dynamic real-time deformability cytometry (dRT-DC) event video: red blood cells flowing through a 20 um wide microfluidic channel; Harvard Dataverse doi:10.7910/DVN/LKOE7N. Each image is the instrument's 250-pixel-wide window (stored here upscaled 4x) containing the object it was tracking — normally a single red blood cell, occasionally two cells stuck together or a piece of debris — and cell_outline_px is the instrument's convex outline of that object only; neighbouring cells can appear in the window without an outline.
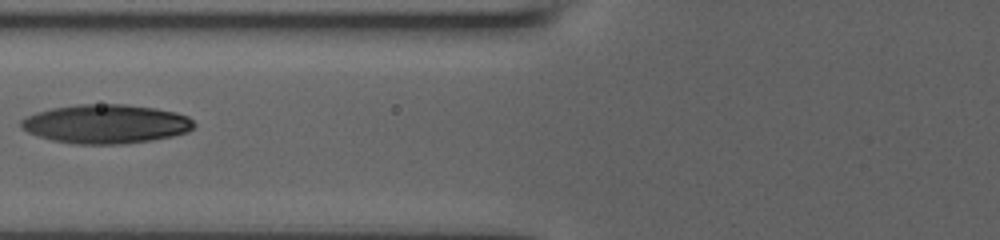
{"species": "human", "species_latin": "Homo sapiens", "temperature_condition": "room temperature", "stored_images_in_passage": 17, "camera_frame_rate_fps": 3000, "um_per_image_px": 0.085, "donor": {"sex": "male"}, "frame": {"image": 1, "passage_image": 4, "time_ms": 2.333, "image_size_px": [1000, 240], "cell_outline_px": [[196, 124], [188, 132], [172, 136], [152, 140], [120, 144], [76, 144], [52, 140], [28, 132], [20, 128], [20, 120], [36, 112], [52, 108], [76, 104], [124, 104], [156, 108], [176, 112], [188, 116]], "centroid_in_image_um": [9.01, 10.53], "position_along_channel_um": 116.8, "area_um2": 39.36}}
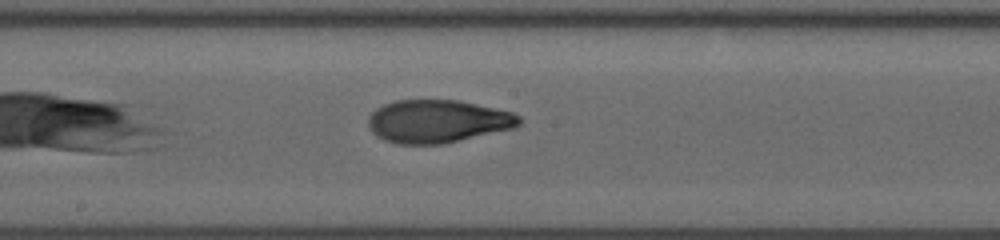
{"frame": {"image": 2, "passage_image": 7, "time_ms": 4.667, "image_size_px": [1000, 240], "cell_outline_px": [[520, 124], [516, 128], [444, 144], [396, 144], [384, 140], [376, 136], [372, 132], [368, 124], [368, 116], [376, 108], [384, 104], [396, 100], [456, 100], [512, 112], [520, 116]], "centroid_in_image_um": [37.19, 10.32], "position_along_channel_um": 211.0, "area_um2": 37.92}}
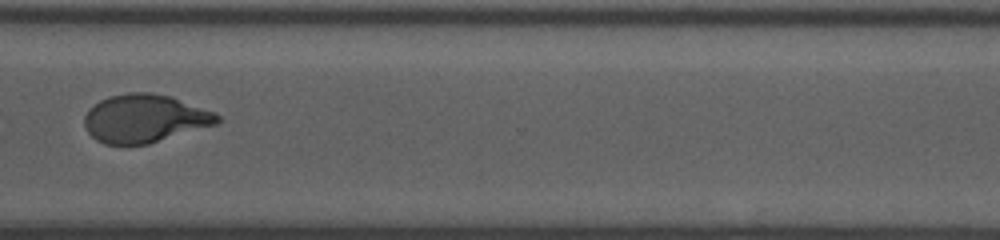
{"frame": {"image": 3, "passage_image": 14, "time_ms": 8.333, "image_size_px": [1000, 240], "cell_outline_px": [[220, 124], [148, 144], [104, 144], [96, 140], [88, 132], [84, 124], [84, 116], [88, 108], [100, 100], [108, 96], [132, 92], [148, 92], [172, 96], [216, 112], [220, 116]], "centroid_in_image_um": [12.33, 10.06], "position_along_channel_um": 358.3, "area_um2": 37.74}}